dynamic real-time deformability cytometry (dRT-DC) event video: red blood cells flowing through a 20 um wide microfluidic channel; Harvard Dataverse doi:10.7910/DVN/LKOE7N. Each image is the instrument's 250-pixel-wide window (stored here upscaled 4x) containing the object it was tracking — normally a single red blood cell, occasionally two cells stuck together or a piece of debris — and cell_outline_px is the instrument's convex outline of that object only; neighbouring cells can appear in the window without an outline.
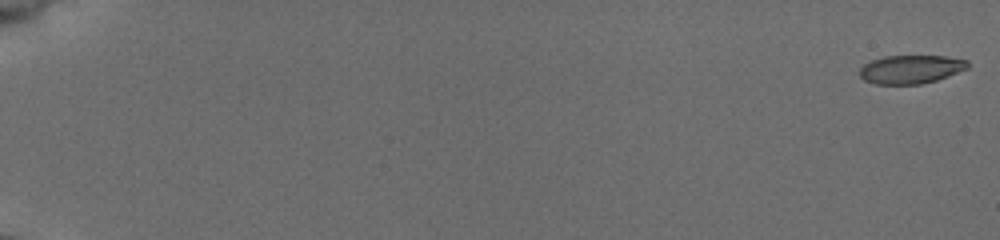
{"species": "common noctule bat (a hibernating species)", "species_latin": "Nyctalus noctula", "temperature_condition": "cold", "stored_images_in_passage": 55, "camera_frame_rate_fps": 3000, "um_per_image_px": 0.085, "animal": {"sex": "female", "body_mass_g": 19.5, "forearm_length_mm": 54.1}, "frame": {"image": 1, "passage_image": 1, "time_ms": 0.0, "image_size_px": [1000, 240], "cell_outline_px": [[968, 68], [936, 80], [920, 84], [876, 84], [864, 80], [860, 76], [860, 68], [864, 64], [872, 60], [884, 56], [944, 56], [968, 60]], "centroid_in_image_um": [77.4, 5.89], "position_along_channel_um": 7.6, "area_um2": 17.8}}
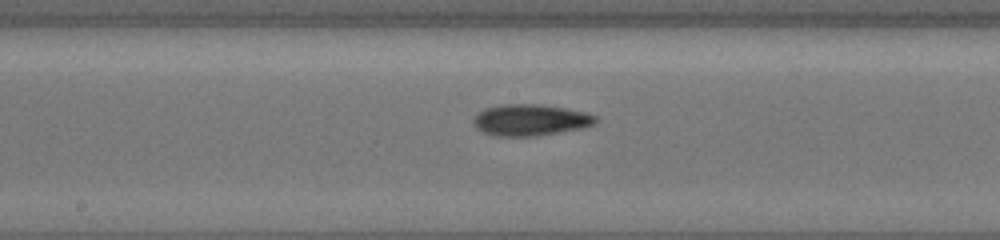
{"frame": {"image": 2, "passage_image": 32, "time_ms": 10.333, "image_size_px": [1000, 240], "cell_outline_px": [[596, 120], [592, 124], [580, 128], [536, 136], [492, 136], [476, 128], [472, 124], [472, 120], [484, 108], [500, 104], [536, 104], [564, 108], [588, 112], [596, 116]], "centroid_in_image_um": [45.03, 10.19], "position_along_channel_um": 203.2, "area_um2": 22.25}}
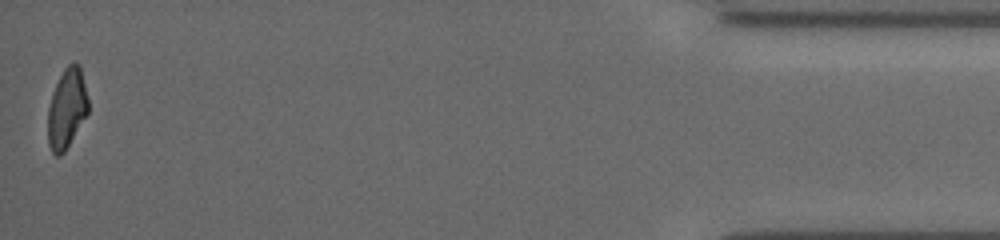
{"frame": {"image": 3, "passage_image": 55, "time_ms": 18.0, "image_size_px": [1000, 240], "cell_outline_px": [[88, 112], [64, 152], [60, 156], [56, 156], [52, 152], [48, 144], [48, 108], [52, 92], [64, 68], [68, 64], [76, 60], [80, 64], [88, 100]], "centroid_in_image_um": [5.67, 9.19], "position_along_channel_um": 429.5, "area_um2": 18.73}, "authors_computed_cell_mechanics": {"area_um2": 20.0566, "velocity_mm_per_s": 3.924, "shape_relaxation_time_tau1_ms": 2.9355, "shape_relaxation_time_tau2_ms": 3.9653, "deformation_change_tau1": 0.1388, "deformation_change_tau2": 0.1095}}